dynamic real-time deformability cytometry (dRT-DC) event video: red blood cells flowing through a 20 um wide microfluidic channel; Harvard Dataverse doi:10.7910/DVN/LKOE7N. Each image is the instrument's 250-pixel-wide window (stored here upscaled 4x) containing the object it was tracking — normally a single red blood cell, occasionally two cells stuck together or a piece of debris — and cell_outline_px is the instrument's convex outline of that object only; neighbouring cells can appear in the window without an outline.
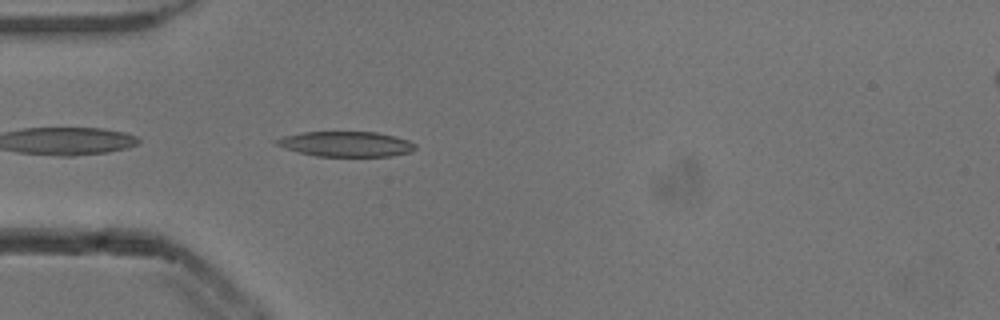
{"species": "common noctule bat (a hibernating species)", "species_latin": "Nyctalus noctula", "temperature_condition": "cold", "stored_images_in_passage": 19, "camera_frame_rate_fps": 3000, "um_per_image_px": 0.085, "animal": {"sex": "male", "body_mass_g": 13.3}, "frame": {"image": 1, "passage_image": 2, "time_ms": 0.333, "image_size_px": [1000, 320], "cell_outline_px": [[416, 148], [412, 152], [392, 156], [316, 156], [300, 152], [276, 144], [272, 140], [284, 136], [304, 132], [376, 132], [408, 140], [416, 144]], "centroid_in_image_um": [29.45, 12.24], "position_along_channel_um": 55.6, "area_um2": 20.17}}
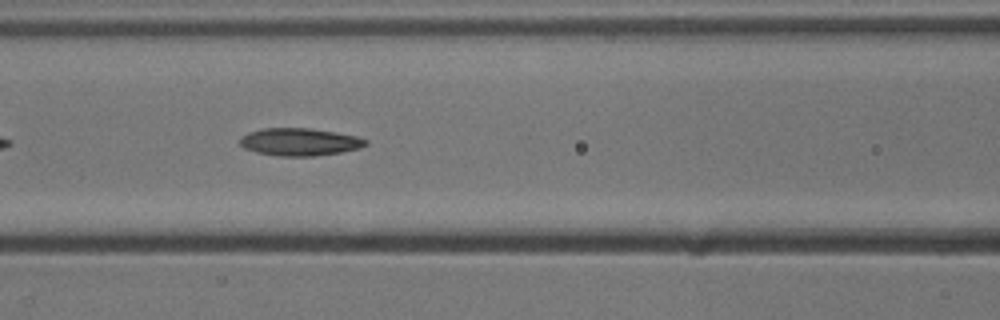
{"frame": {"image": 2, "passage_image": 9, "time_ms": 2.667, "image_size_px": [1000, 320], "cell_outline_px": [[368, 144], [360, 148], [340, 152], [312, 156], [280, 156], [256, 152], [244, 148], [240, 144], [240, 140], [248, 132], [264, 128], [312, 128], [356, 136], [368, 140]], "centroid_in_image_um": [25.48, 12.06], "position_along_channel_um": 141.1, "area_um2": 20.06}}
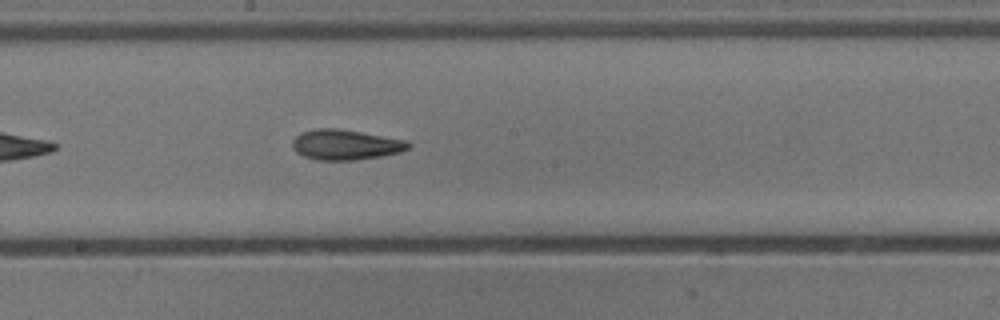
{"frame": {"image": 3, "passage_image": 15, "time_ms": 4.667, "image_size_px": [1000, 320], "cell_outline_px": [[412, 144], [408, 148], [400, 152], [380, 156], [356, 160], [320, 160], [304, 156], [296, 152], [292, 148], [292, 140], [300, 132], [316, 128], [336, 128], [408, 140]], "centroid_in_image_um": [29.35, 12.29], "position_along_channel_um": 218.8, "area_um2": 20.46}}